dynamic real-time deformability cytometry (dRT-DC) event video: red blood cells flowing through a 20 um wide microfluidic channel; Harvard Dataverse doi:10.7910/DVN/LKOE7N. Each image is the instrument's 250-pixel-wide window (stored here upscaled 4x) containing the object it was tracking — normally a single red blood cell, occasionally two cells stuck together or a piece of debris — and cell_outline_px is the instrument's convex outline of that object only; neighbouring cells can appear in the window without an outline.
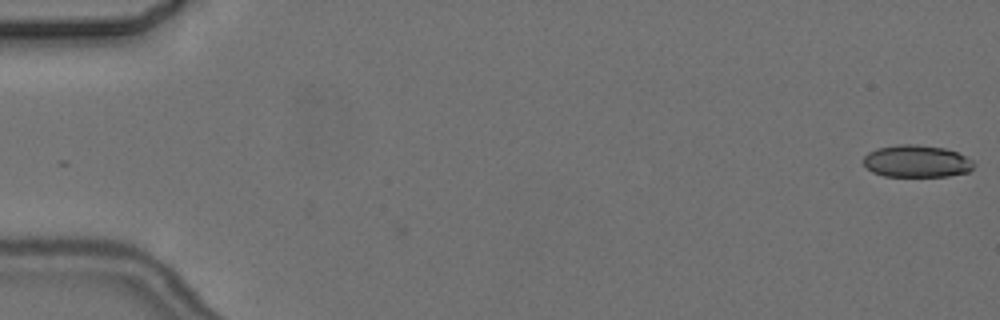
{"species": "common noctule bat (a hibernating species)", "species_latin": "Nyctalus noctula", "temperature_condition": "cold", "stored_images_in_passage": 5, "camera_frame_rate_fps": 3000, "um_per_image_px": 0.085, "animal": {"sex": "female", "body_mass_g": 24.6, "forearm_length_mm": 56.2}, "frame": {"image": 1, "passage_image": 1, "time_ms": 0.0, "image_size_px": [1000, 320], "cell_outline_px": [[976, 164], [968, 172], [948, 176], [884, 176], [872, 172], [864, 164], [864, 156], [868, 152], [876, 148], [900, 144], [916, 144], [944, 148], [956, 152], [972, 160]], "centroid_in_image_um": [77.91, 13.7], "position_along_channel_um": 7.1, "area_um2": 20.69}}
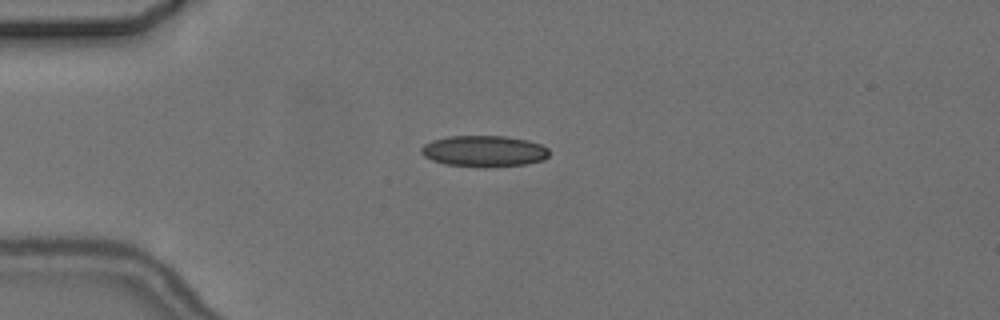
{"frame": {"image": 2, "passage_image": 5, "time_ms": 4.667, "image_size_px": [1000, 320], "cell_outline_px": [[548, 156], [544, 160], [524, 164], [484, 168], [444, 164], [432, 160], [424, 156], [420, 152], [420, 148], [424, 144], [432, 140], [448, 136], [504, 136], [528, 140], [540, 144], [548, 148]], "centroid_in_image_um": [41.12, 12.85], "position_along_channel_um": 43.9, "area_um2": 23.47}}